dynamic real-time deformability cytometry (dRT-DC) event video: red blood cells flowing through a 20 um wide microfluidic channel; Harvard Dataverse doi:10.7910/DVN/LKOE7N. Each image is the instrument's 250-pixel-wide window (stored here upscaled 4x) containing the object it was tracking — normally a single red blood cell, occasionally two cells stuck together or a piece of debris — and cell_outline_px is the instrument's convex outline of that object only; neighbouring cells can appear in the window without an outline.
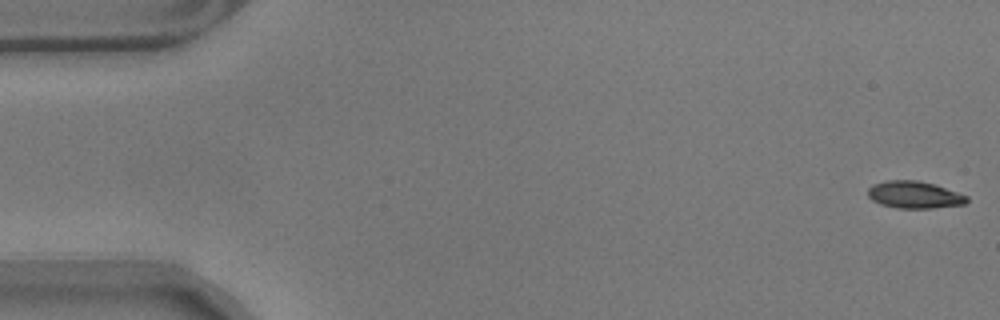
{"species": "common noctule bat (a hibernating species)", "species_latin": "Nyctalus noctula", "temperature_condition": "warm", "stored_images_in_passage": 57, "camera_frame_rate_fps": 3000, "um_per_image_px": 0.085, "animal": {"sex": "male", "body_mass_g": 17.9}, "frame": {"image": 1, "passage_image": 1, "time_ms": 0.0, "image_size_px": [1000, 320], "cell_outline_px": [[968, 200], [964, 204], [932, 208], [896, 208], [880, 204], [872, 200], [868, 196], [868, 188], [872, 184], [884, 180], [916, 180], [936, 184], [968, 196]], "centroid_in_image_um": [77.7, 16.54], "position_along_channel_um": 7.3, "area_um2": 15.78}}
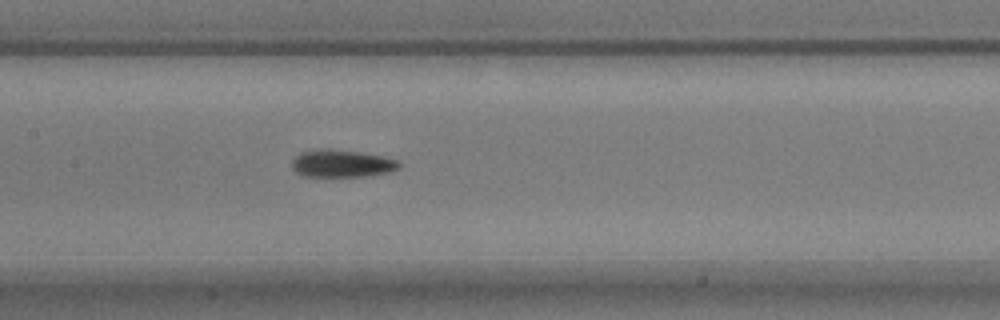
{"frame": {"image": 2, "passage_image": 27, "time_ms": 8.667, "image_size_px": [1000, 320], "cell_outline_px": [[400, 168], [392, 172], [364, 176], [304, 176], [296, 172], [292, 168], [292, 160], [300, 152], [320, 148], [328, 148], [360, 152], [384, 156], [396, 160], [400, 164]], "centroid_in_image_um": [29.05, 13.89], "position_along_channel_um": 178.3, "area_um2": 17.28}}
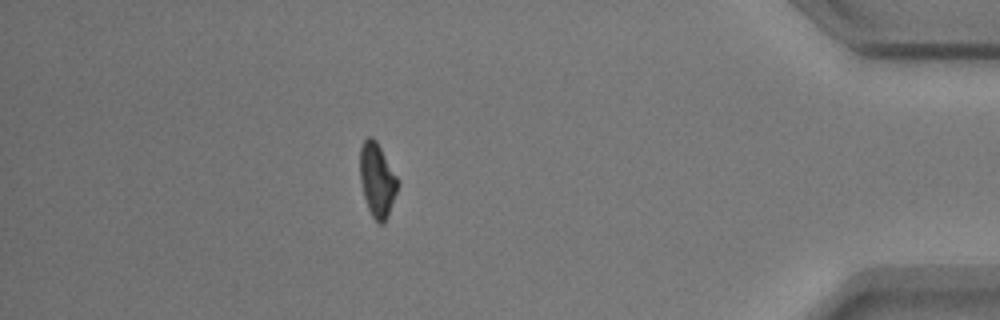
{"frame": {"image": 3, "passage_image": 50, "time_ms": 16.333, "image_size_px": [1000, 320], "cell_outline_px": [[400, 184], [388, 216], [384, 224], [380, 224], [372, 216], [368, 208], [364, 196], [360, 180], [360, 148], [364, 140], [368, 136], [372, 136], [376, 140], [400, 180]], "centroid_in_image_um": [32.08, 15.29], "position_along_channel_um": 403.1, "area_um2": 16.47}, "authors_computed_cell_mechanics": {"area_um2": 16.473, "velocity_mm_per_s": 3.5364, "shape_relaxation_time_tau1_ms": 3.2283, "shape_relaxation_time_tau2_ms": 5.313, "deformation_change_tau1": 0.1735, "deformation_change_tau2": 0.1404}}